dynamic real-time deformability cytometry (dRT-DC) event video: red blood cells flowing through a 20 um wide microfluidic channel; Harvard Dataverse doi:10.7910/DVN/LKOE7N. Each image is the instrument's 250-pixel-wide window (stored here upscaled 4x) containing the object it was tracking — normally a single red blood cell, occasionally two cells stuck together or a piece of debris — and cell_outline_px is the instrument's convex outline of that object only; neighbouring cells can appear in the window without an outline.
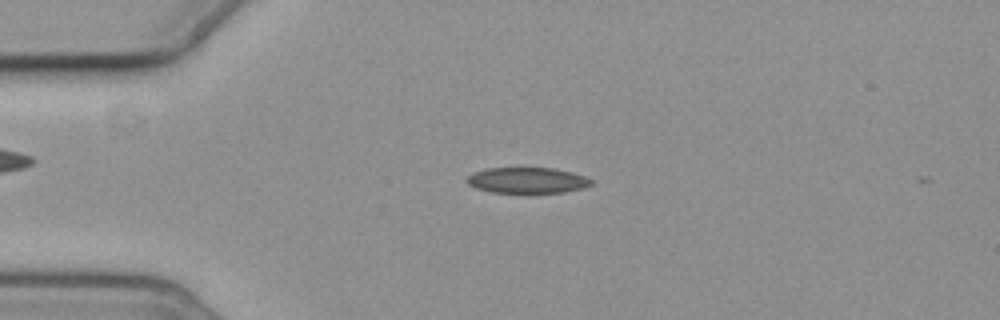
{"species": "common noctule bat (a hibernating species)", "species_latin": "Nyctalus noctula", "temperature_condition": "cold", "stored_images_in_passage": 3, "camera_frame_rate_fps": 3000, "um_per_image_px": 0.085, "animal": {"sex": "female", "body_mass_g": 19.3, "forearm_length_mm": 54.1}, "frame": {"image": 1, "passage_image": 2, "time_ms": 1.333, "image_size_px": [1000, 320], "cell_outline_px": [[592, 184], [584, 188], [564, 192], [528, 196], [492, 192], [476, 188], [468, 184], [464, 180], [472, 172], [488, 168], [552, 168], [572, 172], [584, 176], [592, 180]], "centroid_in_image_um": [44.8, 15.38], "position_along_channel_um": 40.2, "area_um2": 19.65}}